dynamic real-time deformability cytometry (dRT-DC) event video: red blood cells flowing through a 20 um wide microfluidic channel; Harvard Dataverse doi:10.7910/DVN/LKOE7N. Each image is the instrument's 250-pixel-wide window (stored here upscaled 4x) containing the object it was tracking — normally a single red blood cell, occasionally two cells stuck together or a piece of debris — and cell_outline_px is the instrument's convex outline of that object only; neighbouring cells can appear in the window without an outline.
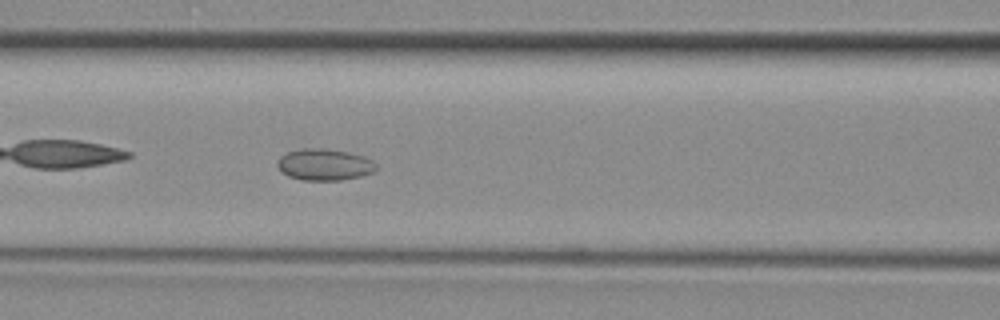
{"species": "common noctule bat (a hibernating species)", "species_latin": "Nyctalus noctula", "temperature_condition": "room temperature", "stored_images_in_passage": 34, "camera_frame_rate_fps": 3000, "um_per_image_px": 0.085, "animal": {"sex": "female", "body_mass_g": 29.2, "forearm_length_mm": 56.3}, "frame": {"image": 1, "passage_image": 6, "time_ms": 1.667, "image_size_px": [1000, 320], "cell_outline_px": [[376, 168], [372, 172], [360, 176], [340, 180], [300, 180], [288, 176], [280, 172], [276, 164], [280, 156], [288, 152], [300, 148], [324, 148], [348, 152], [364, 156], [372, 160], [376, 164]], "centroid_in_image_um": [27.53, 13.99], "position_along_channel_um": 139.1, "area_um2": 18.26}}
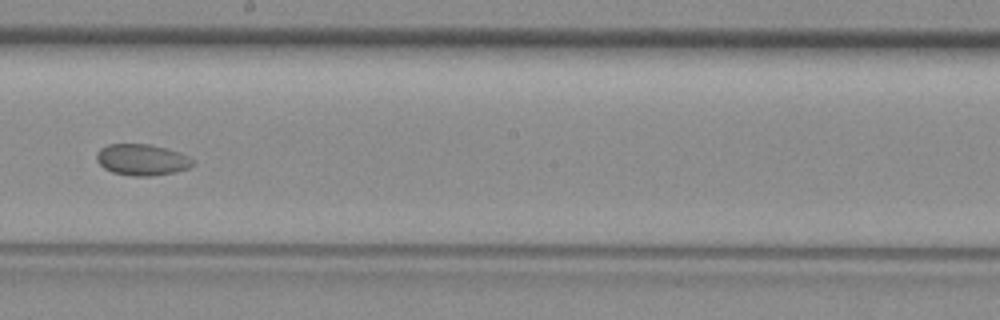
{"frame": {"image": 2, "passage_image": 13, "time_ms": 4.0, "image_size_px": [1000, 320], "cell_outline_px": [[196, 164], [188, 168], [172, 172], [152, 176], [132, 176], [112, 172], [104, 168], [96, 160], [96, 152], [100, 148], [108, 144], [148, 144], [180, 152], [196, 160]], "centroid_in_image_um": [12.07, 13.58], "position_along_channel_um": 236.1, "area_um2": 17.63}}
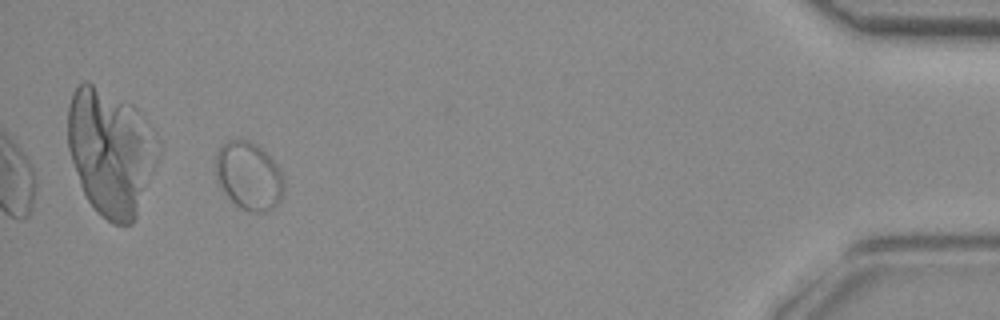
{"frame": {"image": 3, "passage_image": 31, "time_ms": 10.0, "image_size_px": [1000, 320], "cell_outline_px": [[284, 192], [280, 204], [264, 212], [248, 212], [240, 208], [224, 192], [216, 180], [216, 152], [228, 140], [248, 140], [256, 144], [276, 164], [284, 180]], "centroid_in_image_um": [21.16, 14.98], "position_along_channel_um": 414.0, "area_um2": 26.99}}